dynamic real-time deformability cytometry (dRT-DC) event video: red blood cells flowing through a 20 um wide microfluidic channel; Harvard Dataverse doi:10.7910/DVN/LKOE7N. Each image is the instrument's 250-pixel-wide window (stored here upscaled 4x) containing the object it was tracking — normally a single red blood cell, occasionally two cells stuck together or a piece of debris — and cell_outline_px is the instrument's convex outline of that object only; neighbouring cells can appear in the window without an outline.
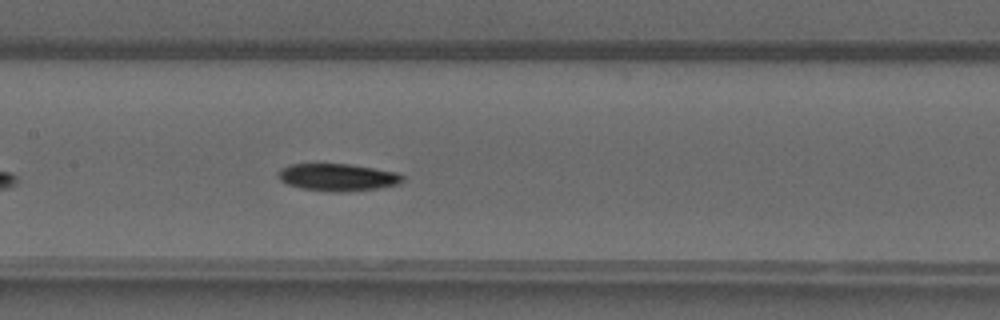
{"species": "common noctule bat (a hibernating species)", "species_latin": "Nyctalus noctula", "temperature_condition": "warm", "stored_images_in_passage": 36, "camera_frame_rate_fps": 3000, "um_per_image_px": 0.085, "animal": {"sex": "male", "forearm_length_mm": 52.5}, "frame": {"image": 1, "passage_image": 12, "time_ms": 3.667, "image_size_px": [1000, 320], "cell_outline_px": [[404, 180], [400, 184], [380, 188], [344, 192], [340, 192], [300, 188], [288, 184], [280, 180], [276, 172], [280, 168], [292, 164], [348, 164], [400, 172], [404, 176]], "centroid_in_image_um": [28.74, 15.06], "position_along_channel_um": 178.7, "area_um2": 19.94}}
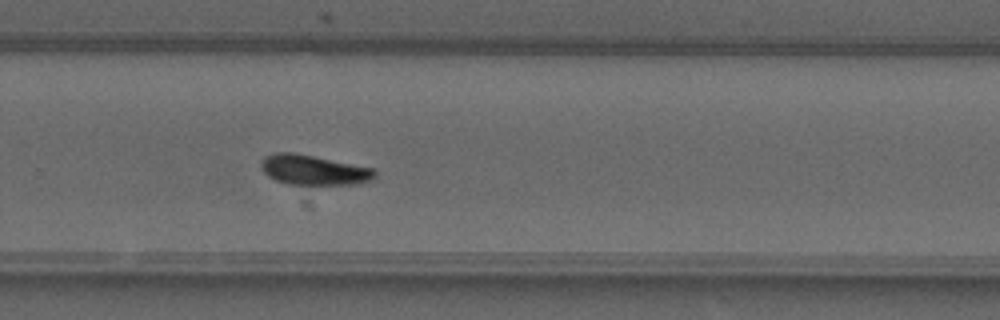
{"frame": {"image": 2, "passage_image": 21, "time_ms": 6.667, "image_size_px": [1000, 320], "cell_outline_px": [[376, 176], [372, 180], [356, 184], [288, 184], [276, 180], [268, 176], [260, 168], [260, 160], [264, 156], [276, 152], [292, 152], [372, 168], [376, 172]], "centroid_in_image_um": [26.61, 14.45], "position_along_channel_um": 303.2, "area_um2": 19.71}}
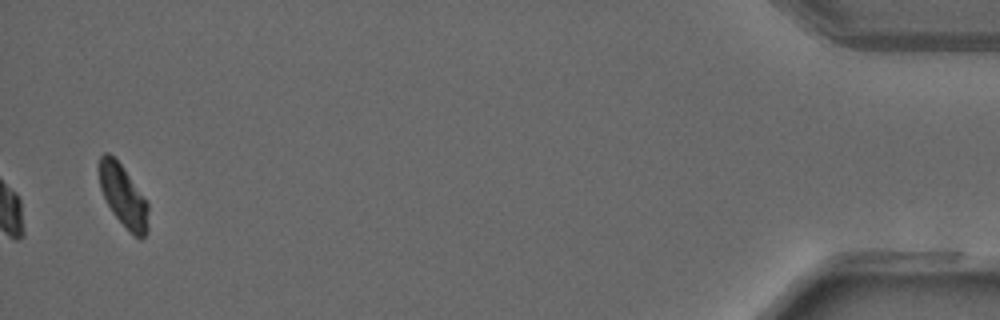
{"frame": {"image": 3, "passage_image": 36, "time_ms": 11.667, "image_size_px": [1000, 320], "cell_outline_px": [[148, 232], [140, 240], [112, 212], [100, 188], [100, 156], [104, 152], [108, 152], [120, 164], [148, 204]], "centroid_in_image_um": [10.48, 16.67], "position_along_channel_um": 424.7, "area_um2": 16.94}, "authors_computed_cell_mechanics": {"area_um2": 19.7387, "velocity_mm_per_s": 4.1629, "shape_relaxation_time_tau1_ms": 5.0532, "shape_relaxation_time_tau2_ms": null, "deformation_change_tau1": 0.1595, "deformation_change_tau2": null}}